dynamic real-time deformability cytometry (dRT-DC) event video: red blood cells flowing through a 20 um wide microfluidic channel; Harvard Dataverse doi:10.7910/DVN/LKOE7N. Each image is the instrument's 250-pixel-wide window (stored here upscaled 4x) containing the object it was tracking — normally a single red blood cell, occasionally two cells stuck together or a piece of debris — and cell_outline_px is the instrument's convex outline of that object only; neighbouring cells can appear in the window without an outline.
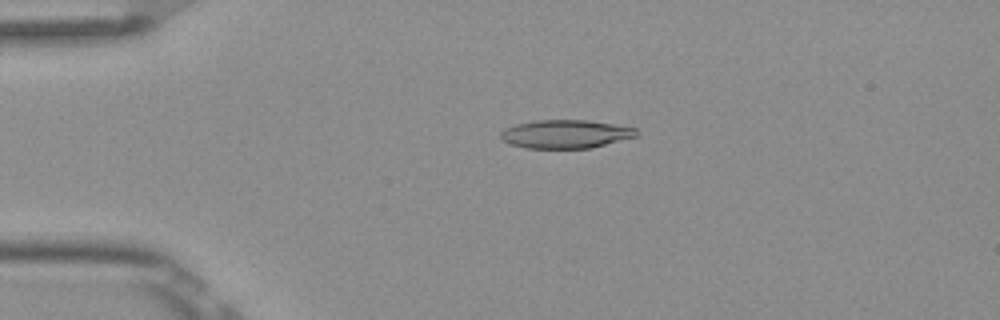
{"species": "Egyptian fruit bat (a non-hibernating species)", "species_latin": "Rousettus aegyptiacus", "temperature_condition": "room temperature", "stored_images_in_passage": 6, "camera_frame_rate_fps": 3000, "um_per_image_px": 0.085, "frame": {"image": 1, "passage_image": 4, "time_ms": 1.0, "image_size_px": [1000, 320], "cell_outline_px": [[640, 132], [636, 136], [592, 148], [524, 148], [512, 144], [504, 140], [500, 136], [500, 132], [504, 128], [516, 124], [532, 120], [588, 120], [636, 128]], "centroid_in_image_um": [48.07, 11.39], "position_along_channel_um": 36.9, "area_um2": 22.48}}